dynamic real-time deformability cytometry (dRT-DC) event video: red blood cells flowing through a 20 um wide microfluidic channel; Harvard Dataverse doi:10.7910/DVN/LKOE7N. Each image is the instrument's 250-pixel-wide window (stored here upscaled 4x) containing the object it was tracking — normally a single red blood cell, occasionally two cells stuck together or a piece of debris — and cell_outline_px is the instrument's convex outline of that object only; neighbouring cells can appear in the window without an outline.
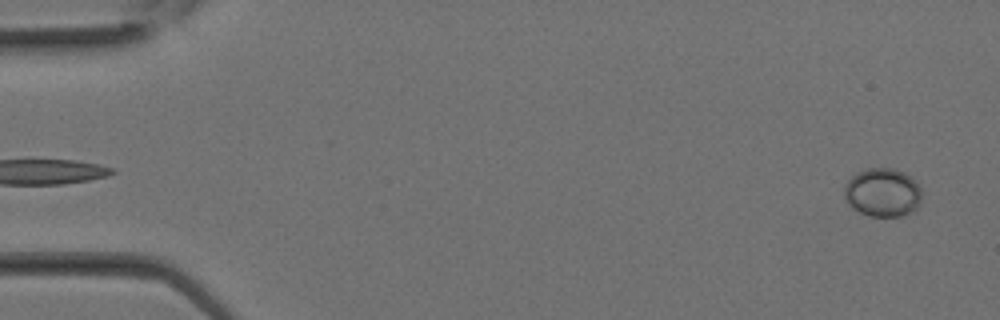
{"species": "Egyptian fruit bat (a non-hibernating species)", "species_latin": "Rousettus aegyptiacus", "temperature_condition": "room temperature", "stored_images_in_passage": 30, "camera_frame_rate_fps": 3000, "um_per_image_px": 0.085, "animal": {"sex": "female"}, "frame": {"image": 1, "passage_image": 1, "time_ms": 0.0, "image_size_px": [1000, 320], "cell_outline_px": [[920, 204], [912, 212], [900, 216], [868, 216], [852, 208], [844, 200], [844, 184], [856, 172], [868, 168], [896, 168], [904, 172], [920, 188]], "centroid_in_image_um": [74.97, 16.36], "position_along_channel_um": 10.0, "area_um2": 22.02}}